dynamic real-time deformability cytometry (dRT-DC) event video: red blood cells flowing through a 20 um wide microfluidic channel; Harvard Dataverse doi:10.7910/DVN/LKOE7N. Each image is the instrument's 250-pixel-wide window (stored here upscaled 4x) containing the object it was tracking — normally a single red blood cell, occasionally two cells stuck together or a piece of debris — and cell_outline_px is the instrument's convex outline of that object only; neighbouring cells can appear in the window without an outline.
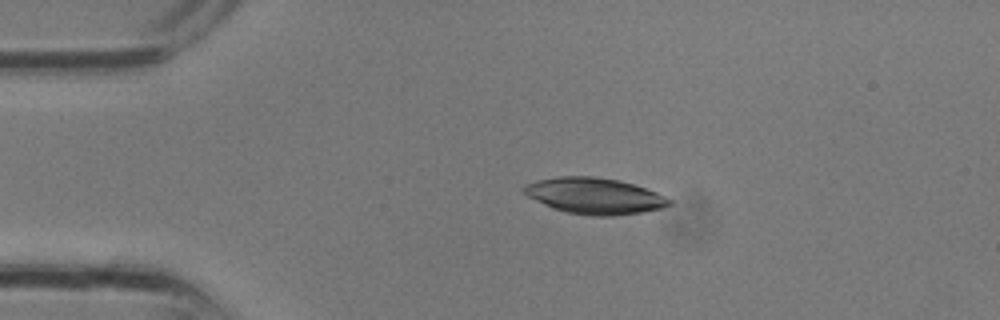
{"species": "common noctule bat (a hibernating species)", "species_latin": "Nyctalus noctula", "temperature_condition": "room temperature", "stored_images_in_passage": 18, "camera_frame_rate_fps": 3000, "um_per_image_px": 0.085, "animal": {"sex": "male", "body_mass_g": 13.3}, "frame": {"image": 1, "passage_image": 6, "time_ms": 1.667, "image_size_px": [1000, 320], "cell_outline_px": [[672, 204], [664, 208], [644, 212], [616, 216], [588, 216], [564, 212], [552, 208], [528, 196], [520, 188], [524, 184], [536, 180], [560, 176], [592, 176], [620, 180], [656, 192], [672, 200]], "centroid_in_image_um": [50.53, 16.66], "position_along_channel_um": 34.5, "area_um2": 30.92}}
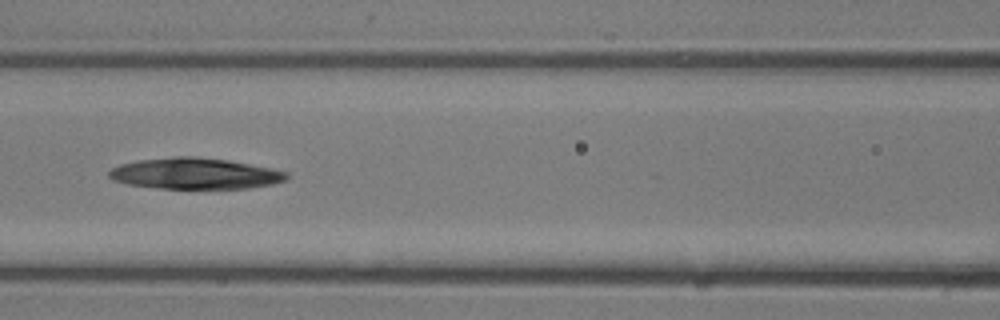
{"frame": {"image": 2, "passage_image": 13, "time_ms": 4.0, "image_size_px": [1000, 320], "cell_outline_px": [[288, 176], [284, 180], [272, 184], [248, 188], [160, 188], [128, 184], [112, 180], [108, 176], [108, 172], [112, 168], [120, 164], [136, 160], [172, 156], [196, 156], [228, 160], [272, 168], [288, 172]], "centroid_in_image_um": [16.54, 14.74], "position_along_channel_um": 150.1, "area_um2": 32.19}}
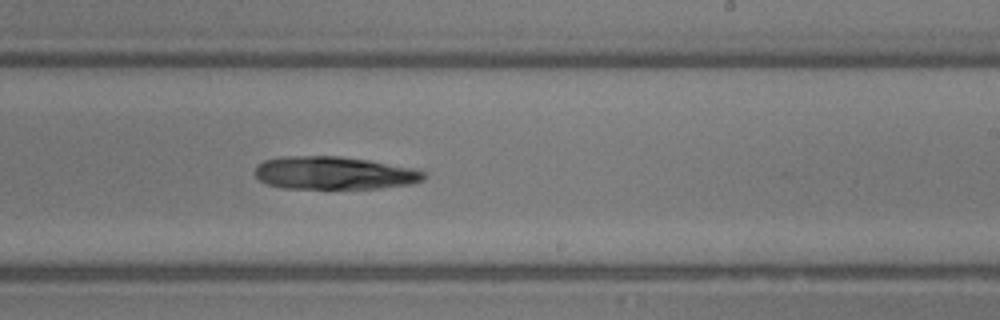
{"frame": {"image": 3, "passage_image": 18, "time_ms": 5.667, "image_size_px": [1000, 320], "cell_outline_px": [[424, 180], [408, 184], [380, 188], [284, 188], [268, 184], [260, 180], [256, 176], [256, 168], [264, 160], [280, 156], [340, 156], [368, 160], [412, 168], [424, 172]], "centroid_in_image_um": [28.38, 14.7], "position_along_channel_um": 260.6, "area_um2": 32.02}}